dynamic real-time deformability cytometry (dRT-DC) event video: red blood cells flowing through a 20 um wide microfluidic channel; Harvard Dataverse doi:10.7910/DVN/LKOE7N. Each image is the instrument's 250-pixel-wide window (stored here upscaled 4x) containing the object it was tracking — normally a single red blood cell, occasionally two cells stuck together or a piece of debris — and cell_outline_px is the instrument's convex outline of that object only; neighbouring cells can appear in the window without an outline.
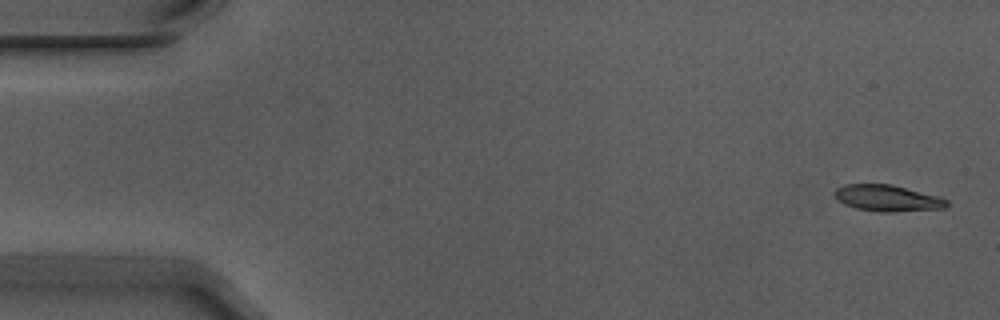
{"species": "Egyptian fruit bat (a non-hibernating species)", "species_latin": "Rousettus aegyptiacus", "temperature_condition": "warm", "stored_images_in_passage": 5, "camera_frame_rate_fps": 3000, "um_per_image_px": 0.085, "animal": {"sex": "male"}, "frame": {"image": 1, "passage_image": 1, "time_ms": 0.0, "image_size_px": [1000, 320], "cell_outline_px": [[948, 204], [944, 208], [892, 212], [880, 212], [856, 208], [844, 204], [836, 196], [836, 188], [844, 184], [892, 184], [940, 196], [948, 200]], "centroid_in_image_um": [75.47, 16.84], "position_along_channel_um": 9.5, "area_um2": 17.17}}
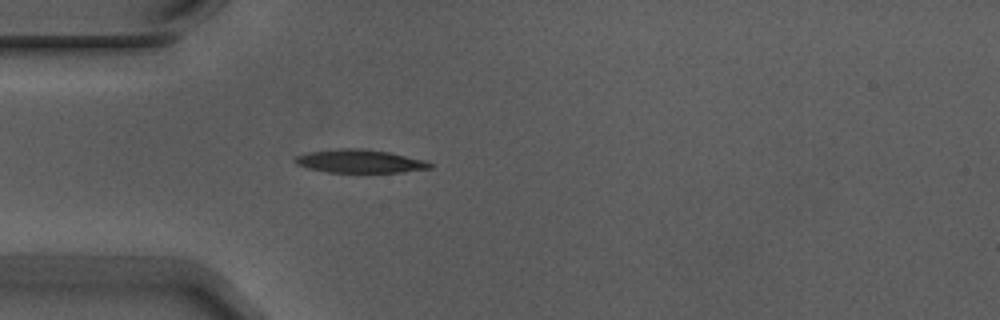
{"frame": {"image": 2, "passage_image": 5, "time_ms": 1.333, "image_size_px": [1000, 320], "cell_outline_px": [[432, 168], [400, 172], [328, 172], [308, 168], [296, 164], [292, 160], [296, 156], [308, 152], [340, 148], [364, 148], [388, 152], [424, 160], [432, 164]], "centroid_in_image_um": [30.54, 13.7], "position_along_channel_um": 54.5, "area_um2": 18.21}}